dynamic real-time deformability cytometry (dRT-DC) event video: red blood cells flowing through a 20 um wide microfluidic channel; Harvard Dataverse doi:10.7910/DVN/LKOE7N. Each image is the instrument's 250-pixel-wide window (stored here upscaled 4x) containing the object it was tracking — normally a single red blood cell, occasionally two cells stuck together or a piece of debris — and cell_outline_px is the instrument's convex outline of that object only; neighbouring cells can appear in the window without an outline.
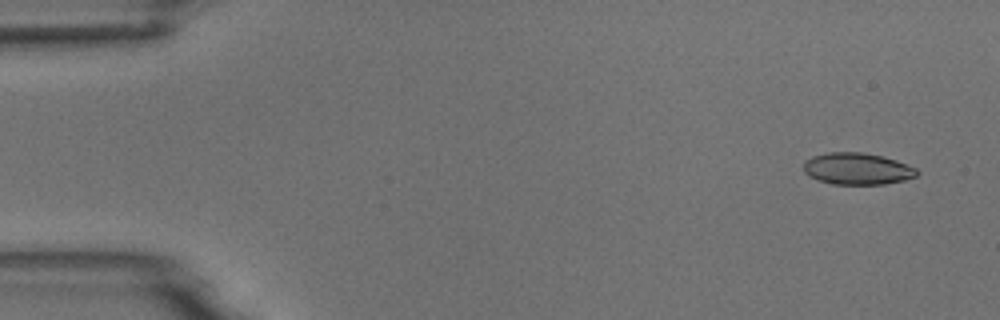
{"species": "common noctule bat (a hibernating species)", "species_latin": "Nyctalus noctula", "temperature_condition": "room temperature", "stored_images_in_passage": 7, "camera_frame_rate_fps": 3000, "um_per_image_px": 0.085, "animal": {"sex": "male", "body_mass_g": 18.8}, "frame": {"image": 1, "passage_image": 1, "time_ms": 0.0, "image_size_px": [1000, 320], "cell_outline_px": [[920, 172], [916, 176], [904, 180], [884, 184], [832, 184], [808, 176], [804, 172], [804, 160], [812, 156], [828, 152], [860, 152], [880, 156], [896, 160], [916, 168]], "centroid_in_image_um": [72.85, 14.34], "position_along_channel_um": 12.2, "area_um2": 20.92}}
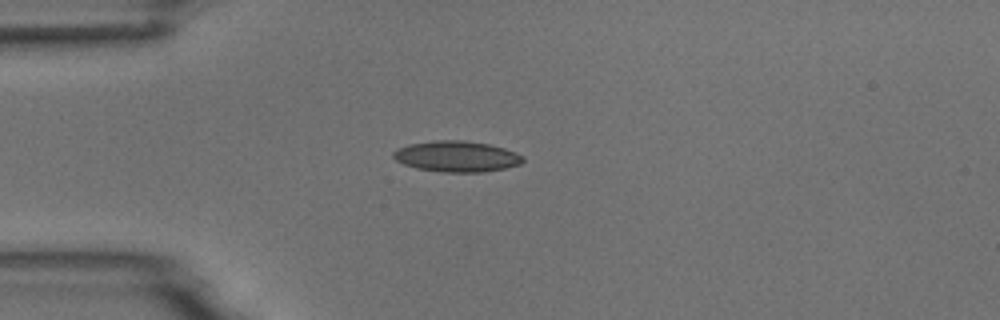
{"frame": {"image": 2, "passage_image": 4, "time_ms": 3.667, "image_size_px": [1000, 320], "cell_outline_px": [[524, 160], [520, 164], [504, 168], [484, 172], [440, 172], [416, 168], [404, 164], [396, 160], [392, 156], [392, 152], [408, 144], [432, 140], [464, 140], [488, 144], [504, 148], [516, 152], [524, 156]], "centroid_in_image_um": [38.81, 13.29], "position_along_channel_um": 46.2, "area_um2": 23.41}}